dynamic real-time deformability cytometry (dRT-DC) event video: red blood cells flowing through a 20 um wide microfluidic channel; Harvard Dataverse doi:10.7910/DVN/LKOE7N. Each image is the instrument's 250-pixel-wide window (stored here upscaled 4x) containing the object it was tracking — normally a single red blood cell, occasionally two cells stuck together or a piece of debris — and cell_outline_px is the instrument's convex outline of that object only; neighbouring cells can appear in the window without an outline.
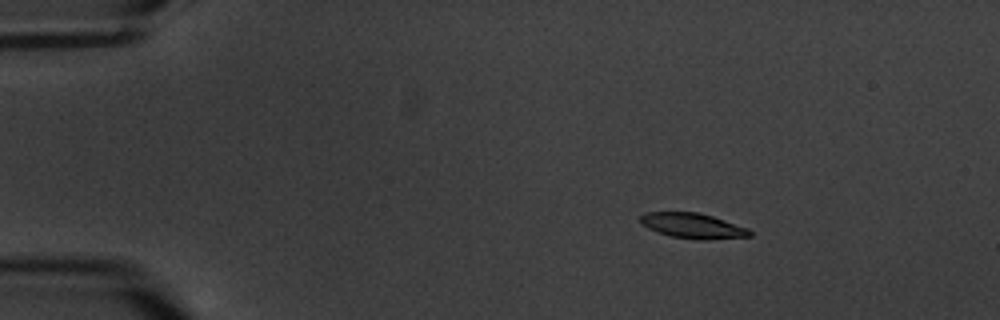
{"species": "common noctule bat (a hibernating species)", "species_latin": "Nyctalus noctula", "temperature_condition": "warm", "stored_images_in_passage": 8, "camera_frame_rate_fps": 3000, "um_per_image_px": 0.085, "animal": {"sex": "male", "body_mass_g": 20.1, "forearm_length_mm": 53.5}, "frame": {"image": 1, "passage_image": 3, "time_ms": 2.333, "image_size_px": [1000, 320], "cell_outline_px": [[752, 236], [704, 240], [700, 240], [672, 236], [656, 232], [640, 224], [640, 216], [644, 212], [696, 212], [712, 216], [748, 228], [752, 232]], "centroid_in_image_um": [58.86, 19.19], "position_along_channel_um": 26.1, "area_um2": 16.07}}
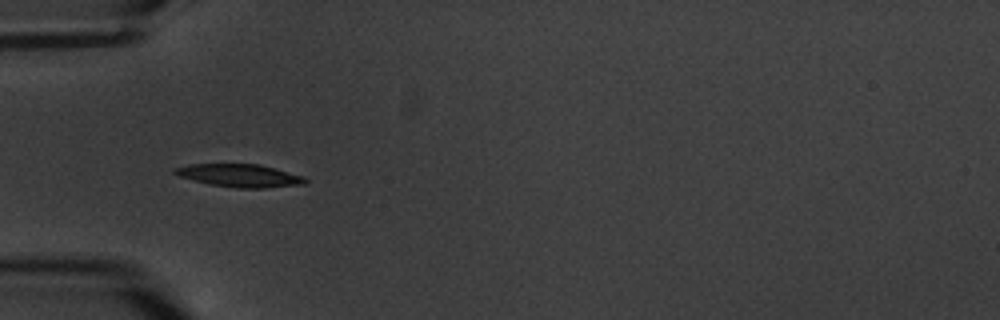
{"frame": {"image": 2, "passage_image": 6, "time_ms": 5.667, "image_size_px": [1000, 320], "cell_outline_px": [[308, 180], [304, 184], [264, 188], [236, 188], [208, 184], [176, 176], [172, 172], [172, 168], [192, 164], [260, 164], [304, 176]], "centroid_in_image_um": [20.33, 14.92], "position_along_channel_um": 64.7, "area_um2": 17.57}}